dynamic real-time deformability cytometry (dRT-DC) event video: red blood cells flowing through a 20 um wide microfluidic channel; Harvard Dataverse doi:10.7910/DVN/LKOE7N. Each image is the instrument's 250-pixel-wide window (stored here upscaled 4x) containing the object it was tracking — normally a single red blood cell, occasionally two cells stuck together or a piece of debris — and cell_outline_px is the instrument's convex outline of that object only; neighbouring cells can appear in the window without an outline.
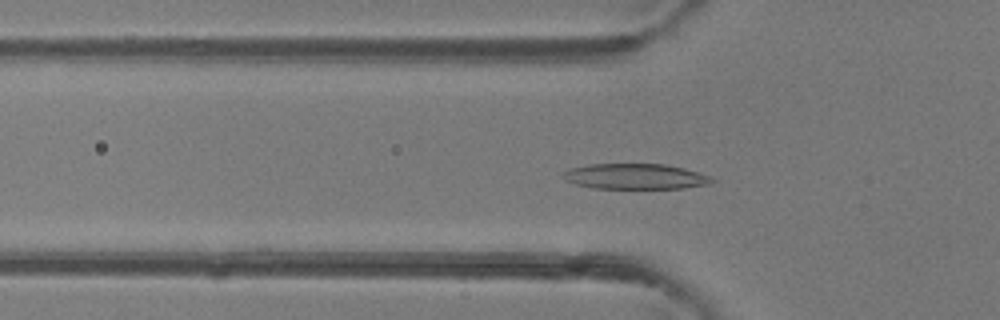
{"species": "common noctule bat (a hibernating species)", "species_latin": "Nyctalus noctula", "temperature_condition": "room temperature", "stored_images_in_passage": 48, "camera_frame_rate_fps": 3000, "um_per_image_px": 0.085, "animal": {"sex": "female"}, "frame": {"image": 1, "passage_image": 16, "time_ms": 5.0, "image_size_px": [1000, 320], "cell_outline_px": [[716, 180], [712, 184], [684, 188], [592, 188], [576, 184], [564, 180], [560, 176], [564, 172], [572, 168], [592, 164], [664, 164], [684, 168], [712, 176]], "centroid_in_image_um": [54.05, 15.0], "position_along_channel_um": 71.8, "area_um2": 22.2}}
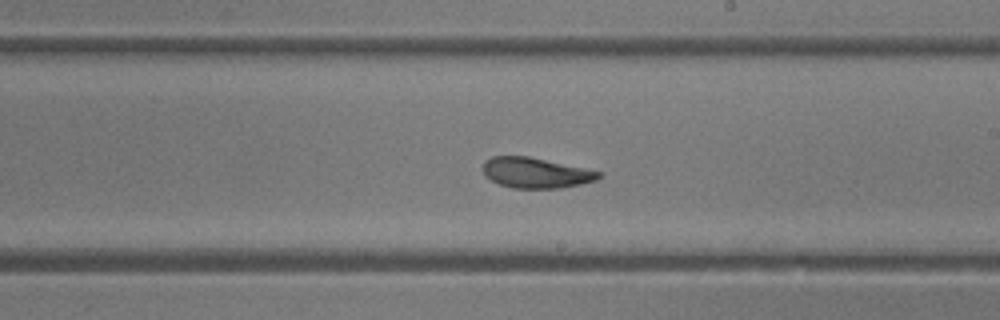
{"frame": {"image": 2, "passage_image": 28, "time_ms": 9.0, "image_size_px": [1000, 320], "cell_outline_px": [[600, 176], [596, 180], [580, 184], [560, 188], [512, 188], [500, 184], [484, 176], [484, 160], [492, 156], [528, 156], [584, 168], [600, 172]], "centroid_in_image_um": [45.5, 14.69], "position_along_channel_um": 243.5, "area_um2": 20.29}}
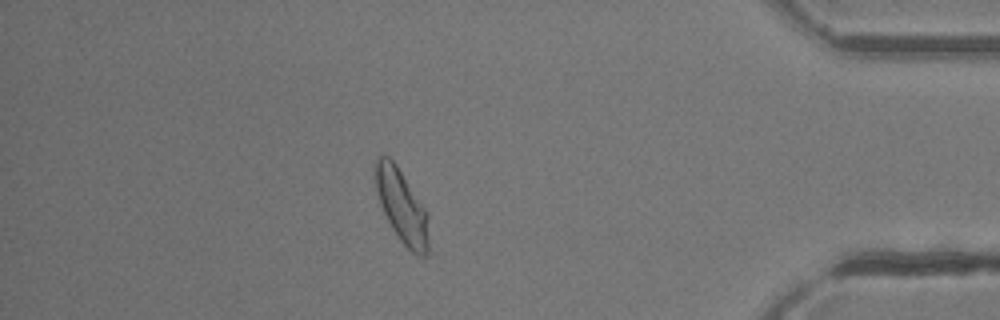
{"frame": {"image": 3, "passage_image": 42, "time_ms": 13.667, "image_size_px": [1000, 320], "cell_outline_px": [[428, 256], [416, 256], [400, 240], [392, 228], [380, 204], [376, 188], [376, 156], [388, 156], [396, 164], [428, 212]], "centroid_in_image_um": [34.18, 17.56], "position_along_channel_um": 401.0, "area_um2": 22.54}, "authors_computed_cell_mechanics": {"area_um2": 22.2241, "velocity_mm_per_s": 4.2771, "shape_relaxation_time_tau1_ms": 3.2408, "shape_relaxation_time_tau2_ms": 2.4271, "deformation_change_tau1": 0.1244, "deformation_change_tau2": 0.0888}}